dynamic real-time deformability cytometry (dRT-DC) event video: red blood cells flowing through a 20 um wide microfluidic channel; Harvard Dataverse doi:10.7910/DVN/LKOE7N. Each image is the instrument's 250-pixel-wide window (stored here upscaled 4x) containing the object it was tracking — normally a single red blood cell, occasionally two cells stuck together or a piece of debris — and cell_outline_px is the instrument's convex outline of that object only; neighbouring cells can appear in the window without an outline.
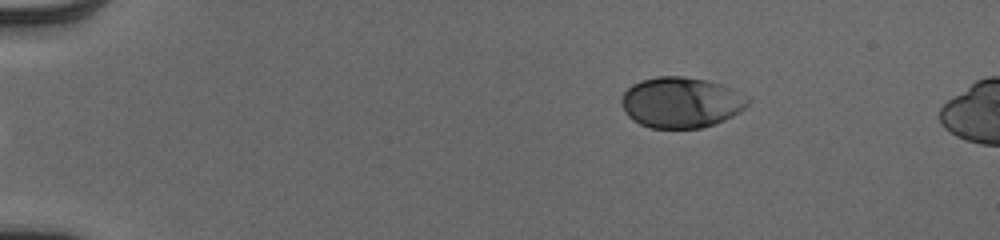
{"species": "human", "species_latin": "Homo sapiens", "temperature_condition": "cold", "stored_images_in_passage": 44, "camera_frame_rate_fps": 3000, "um_per_image_px": 0.085, "donor": {"sex": "male"}, "frame": {"image": 1, "passage_image": 1, "time_ms": 0.0, "image_size_px": [1000, 240], "cell_outline_px": [[752, 100], [740, 112], [724, 120], [700, 128], [648, 128], [632, 120], [624, 112], [620, 104], [620, 100], [624, 92], [632, 84], [640, 80], [656, 76], [684, 76], [708, 80], [732, 88], [748, 96]], "centroid_in_image_um": [57.88, 8.7], "position_along_channel_um": 27.1, "area_um2": 37.8}}
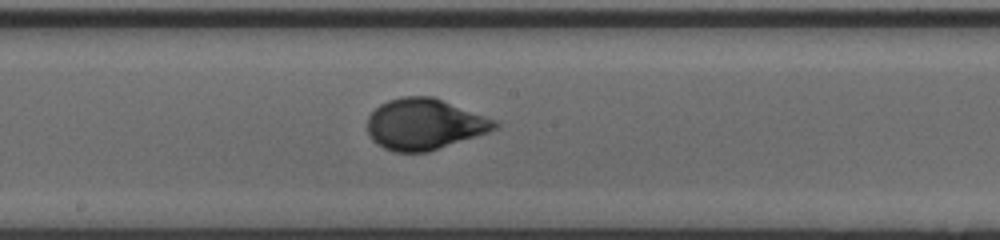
{"frame": {"image": 2, "passage_image": 22, "time_ms": 7.0, "image_size_px": [1000, 240], "cell_outline_px": [[500, 124], [496, 128], [488, 132], [428, 152], [392, 152], [376, 144], [372, 140], [368, 132], [368, 116], [380, 104], [388, 100], [404, 96], [432, 96], [496, 120]], "centroid_in_image_um": [36.05, 10.56], "position_along_channel_um": 212.1, "area_um2": 37.74}}
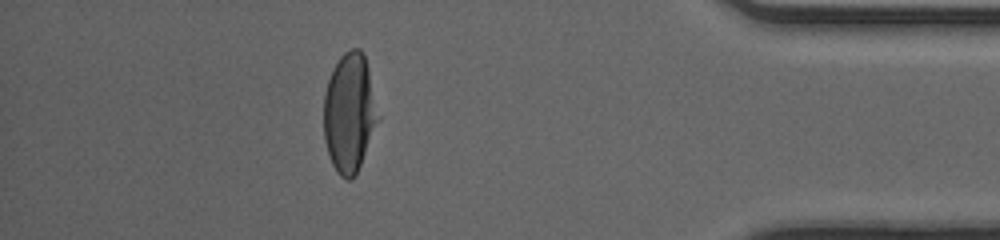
{"frame": {"image": 3, "passage_image": 39, "time_ms": 12.667, "image_size_px": [1000, 240], "cell_outline_px": [[380, 120], [360, 164], [352, 180], [348, 180], [340, 176], [336, 172], [332, 164], [324, 140], [324, 92], [332, 68], [340, 56], [344, 52], [352, 48], [360, 48], [364, 52], [380, 116]], "centroid_in_image_um": [29.71, 9.57], "position_along_channel_um": 405.5, "area_um2": 38.03}, "authors_computed_cell_mechanics": {"area_um2": 37.4544, "velocity_mm_per_s": 4.0337, "shape_relaxation_time_tau1_ms": 3.3819, "shape_relaxation_time_tau2_ms": null, "deformation_change_tau1": 0.1716, "deformation_change_tau2": null}}